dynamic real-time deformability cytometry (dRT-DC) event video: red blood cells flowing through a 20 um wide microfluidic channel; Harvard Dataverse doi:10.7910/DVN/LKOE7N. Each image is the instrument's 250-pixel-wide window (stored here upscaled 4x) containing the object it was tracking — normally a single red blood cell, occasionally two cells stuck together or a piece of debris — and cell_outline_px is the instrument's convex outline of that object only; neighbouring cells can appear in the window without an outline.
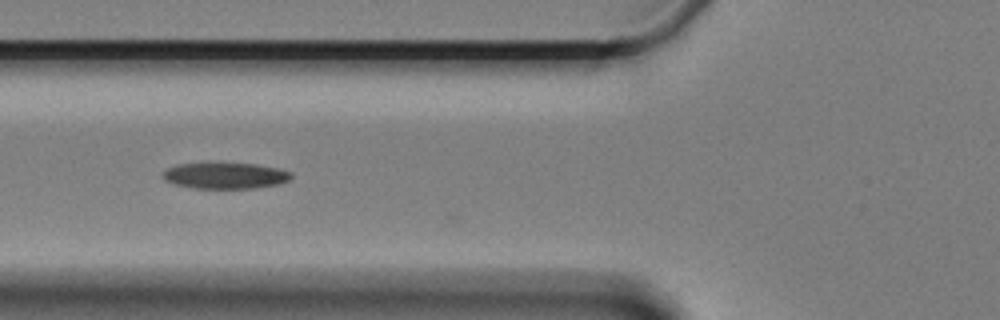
{"species": "Egyptian fruit bat (a non-hibernating species)", "species_latin": "Rousettus aegyptiacus", "temperature_condition": "cold", "stored_images_in_passage": 43, "camera_frame_rate_fps": 3000, "um_per_image_px": 0.085, "animal": {"sex": "female"}, "frame": {"image": 1, "passage_image": 14, "time_ms": 4.333, "image_size_px": [1000, 320], "cell_outline_px": [[292, 176], [288, 180], [280, 184], [256, 188], [192, 188], [176, 184], [164, 180], [164, 172], [168, 168], [180, 164], [256, 164], [280, 168], [292, 172]], "centroid_in_image_um": [19.22, 14.94], "position_along_channel_um": 106.6, "area_um2": 19.25}}
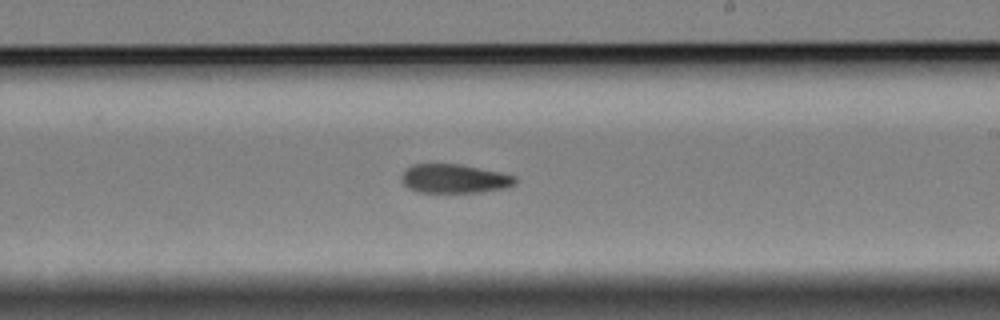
{"frame": {"image": 2, "passage_image": 27, "time_ms": 8.667, "image_size_px": [1000, 320], "cell_outline_px": [[516, 184], [504, 188], [480, 192], [416, 192], [408, 188], [400, 180], [400, 176], [412, 164], [460, 164], [500, 172], [516, 176]], "centroid_in_image_um": [38.61, 15.19], "position_along_channel_um": 250.4, "area_um2": 19.19}}
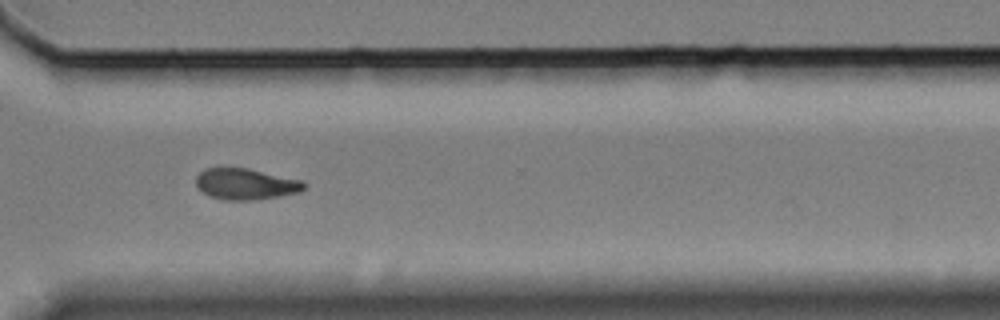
{"frame": {"image": 3, "passage_image": 36, "time_ms": 11.667, "image_size_px": [1000, 320], "cell_outline_px": [[308, 188], [300, 192], [280, 196], [252, 200], [224, 200], [208, 196], [196, 184], [196, 176], [204, 168], [220, 164], [248, 168], [300, 180], [308, 184]], "centroid_in_image_um": [20.85, 15.6], "position_along_channel_um": 349.7, "area_um2": 20.29}}